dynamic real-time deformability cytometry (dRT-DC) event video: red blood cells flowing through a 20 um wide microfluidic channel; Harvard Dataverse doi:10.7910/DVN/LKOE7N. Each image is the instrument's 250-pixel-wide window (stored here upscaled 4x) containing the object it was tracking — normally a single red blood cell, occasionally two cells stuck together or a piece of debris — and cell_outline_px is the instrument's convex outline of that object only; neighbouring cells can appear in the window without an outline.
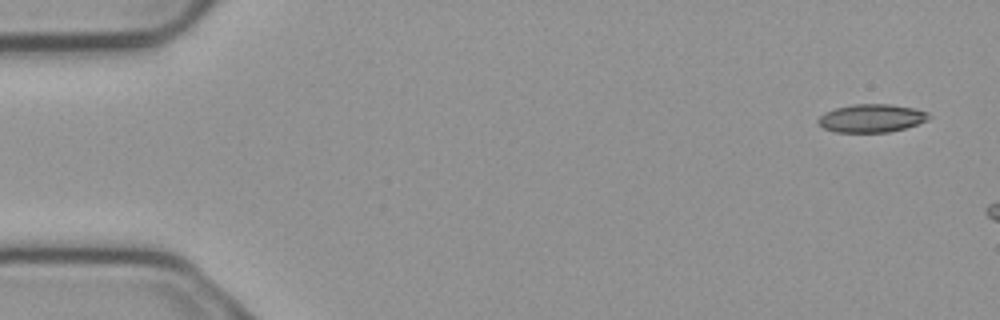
{"species": "common noctule bat (a hibernating species)", "species_latin": "Nyctalus noctula", "temperature_condition": "cold", "stored_images_in_passage": 3, "camera_frame_rate_fps": 3000, "um_per_image_px": 0.085, "animal": {"sex": "male", "body_mass_g": 23.1, "forearm_length_mm": 52.7}, "frame": {"image": 1, "passage_image": 1, "time_ms": 0.0, "image_size_px": [1000, 320], "cell_outline_px": [[932, 116], [928, 120], [904, 128], [888, 132], [836, 132], [824, 128], [816, 120], [824, 112], [836, 108], [852, 104], [892, 104], [916, 108], [928, 112]], "centroid_in_image_um": [74.1, 10.03], "position_along_channel_um": 10.9, "area_um2": 18.21}}